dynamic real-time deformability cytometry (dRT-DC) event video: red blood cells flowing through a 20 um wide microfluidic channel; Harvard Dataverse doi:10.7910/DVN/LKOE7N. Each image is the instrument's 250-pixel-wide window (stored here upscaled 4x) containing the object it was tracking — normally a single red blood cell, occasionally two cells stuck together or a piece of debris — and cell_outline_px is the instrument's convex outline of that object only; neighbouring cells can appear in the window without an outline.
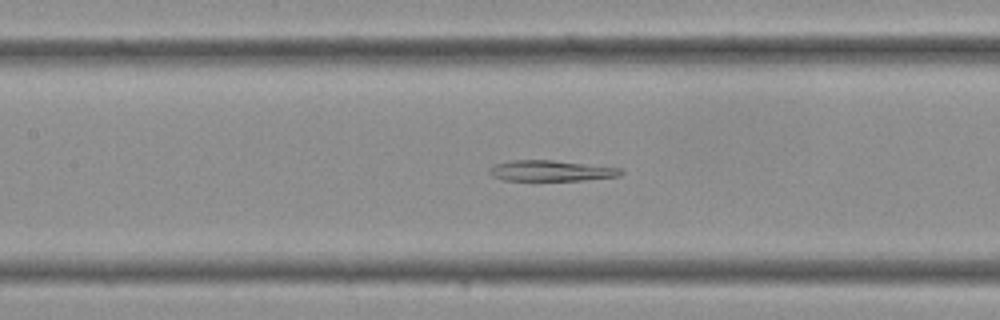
{"species": "Egyptian fruit bat (a non-hibernating species)", "species_latin": "Rousettus aegyptiacus", "temperature_condition": "cold", "stored_images_in_passage": 36, "segment_of_instrument_passage": [2, 2], "camera_frame_rate_fps": 3000, "um_per_image_px": 0.085, "frame": {"image": 1, "passage_image": 16, "time_ms": 5.0, "image_size_px": [1000, 320], "cell_outline_px": [[624, 172], [620, 176], [584, 180], [504, 180], [492, 176], [488, 172], [488, 168], [492, 164], [512, 160], [552, 160], [620, 168]], "centroid_in_image_um": [46.78, 14.51], "position_along_channel_um": 160.6, "area_um2": 15.9}}
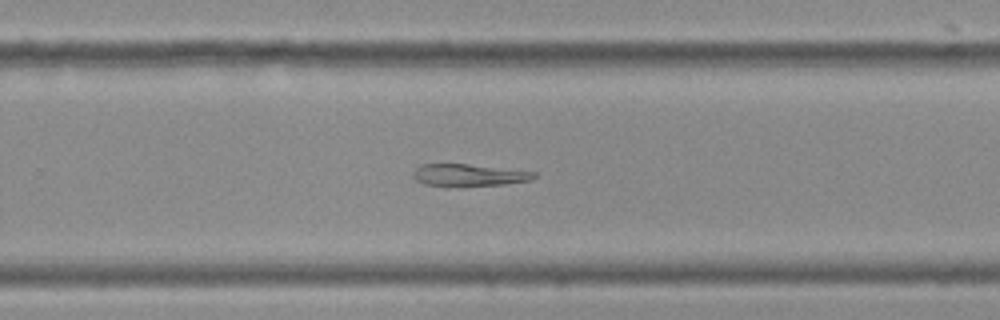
{"frame": {"image": 2, "passage_image": 23, "time_ms": 7.333, "image_size_px": [1000, 320], "cell_outline_px": [[536, 176], [532, 180], [504, 184], [456, 188], [424, 184], [416, 180], [412, 176], [412, 172], [420, 164], [468, 164], [536, 172]], "centroid_in_image_um": [39.8, 14.91], "position_along_channel_um": 290.0, "area_um2": 16.01}}
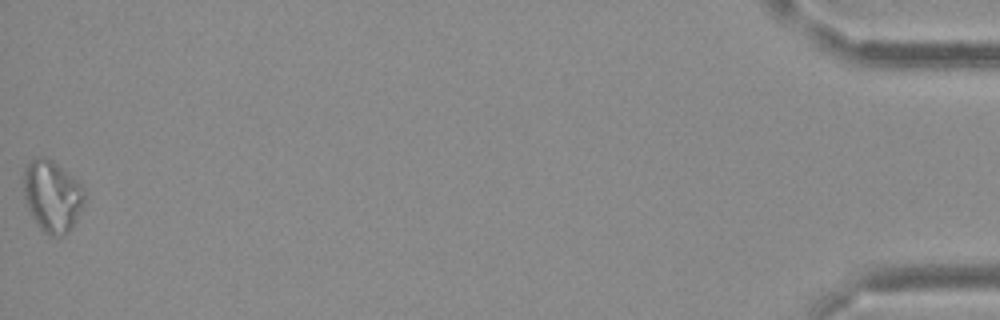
{"frame": {"image": 3, "passage_image": 36, "time_ms": 11.667, "image_size_px": [1000, 320], "cell_outline_px": [[84, 204], [72, 228], [64, 236], [48, 236], [40, 228], [32, 216], [24, 200], [24, 168], [36, 156], [44, 156], [52, 160], [72, 176], [80, 184], [84, 196]], "centroid_in_image_um": [4.43, 16.68], "position_along_channel_um": 430.8, "area_um2": 25.32}}